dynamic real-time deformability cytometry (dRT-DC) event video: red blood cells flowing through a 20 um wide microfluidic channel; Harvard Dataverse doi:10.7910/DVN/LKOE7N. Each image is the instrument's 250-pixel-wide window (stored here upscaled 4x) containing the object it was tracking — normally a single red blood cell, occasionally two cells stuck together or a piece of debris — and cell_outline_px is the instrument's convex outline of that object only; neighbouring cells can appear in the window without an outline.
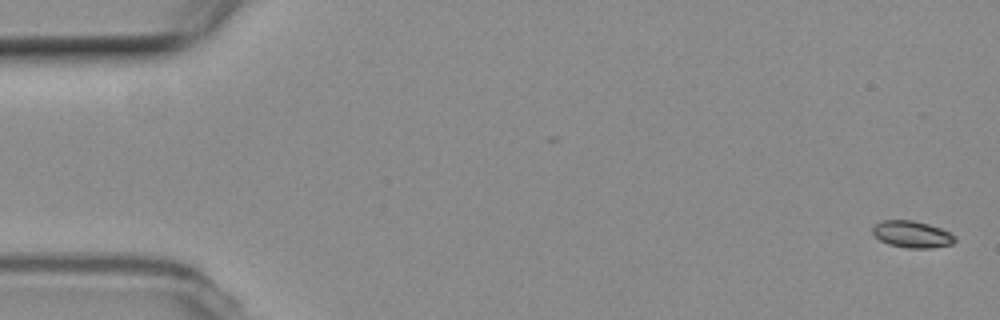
{"species": "common noctule bat (a hibernating species)", "species_latin": "Nyctalus noctula", "temperature_condition": "room temperature", "stored_images_in_passage": 5, "camera_frame_rate_fps": 3000, "um_per_image_px": 0.085, "animal": {"sex": "female", "body_mass_g": 19.3, "forearm_length_mm": 54.1}, "frame": {"image": 1, "passage_image": 1, "time_ms": 0.0, "image_size_px": [1000, 320], "cell_outline_px": [[956, 240], [952, 244], [928, 248], [908, 248], [888, 244], [880, 240], [872, 232], [872, 228], [880, 220], [912, 220], [928, 224], [940, 228], [956, 236]], "centroid_in_image_um": [77.51, 19.91], "position_along_channel_um": 7.5, "area_um2": 12.77}}
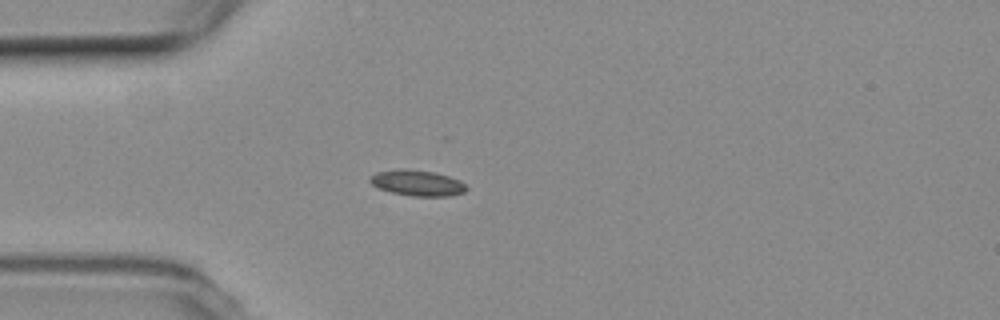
{"frame": {"image": 2, "passage_image": 5, "time_ms": 4.667, "image_size_px": [1000, 320], "cell_outline_px": [[468, 188], [464, 192], [452, 196], [412, 196], [392, 192], [380, 188], [372, 184], [368, 180], [376, 172], [400, 168], [432, 172], [448, 176], [460, 180]], "centroid_in_image_um": [35.48, 15.55], "position_along_channel_um": 49.5, "area_um2": 14.33}}